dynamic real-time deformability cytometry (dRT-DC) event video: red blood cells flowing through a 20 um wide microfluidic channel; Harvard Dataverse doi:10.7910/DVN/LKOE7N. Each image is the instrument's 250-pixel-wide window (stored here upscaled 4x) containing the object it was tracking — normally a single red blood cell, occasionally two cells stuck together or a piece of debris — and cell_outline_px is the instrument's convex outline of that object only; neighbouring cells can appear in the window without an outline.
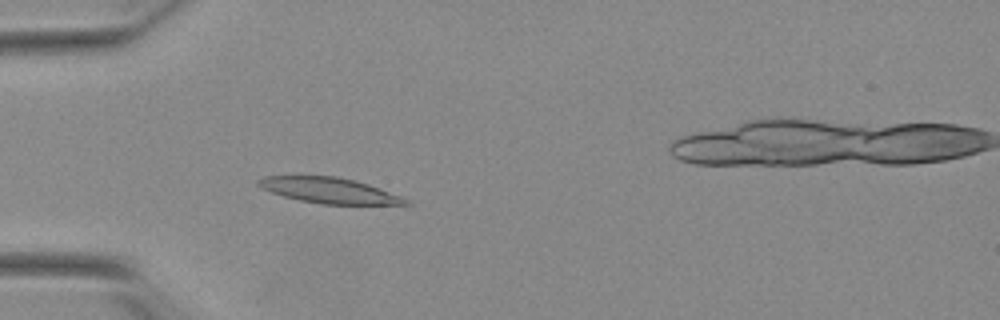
{"species": "Egyptian fruit bat (a non-hibernating species)", "species_latin": "Rousettus aegyptiacus", "temperature_condition": "warm", "stored_images_in_passage": 35, "camera_frame_rate_fps": 3000, "um_per_image_px": 0.085, "animal": {"sex": "female"}, "frame": {"image": 1, "passage_image": 5, "time_ms": 1.333, "image_size_px": [1000, 320], "cell_outline_px": [[412, 204], [320, 204], [300, 200], [284, 196], [272, 192], [256, 184], [256, 180], [264, 176], [336, 176], [368, 184], [400, 196], [408, 200]], "centroid_in_image_um": [27.95, 16.18], "position_along_channel_um": 57.0, "area_um2": 21.56}}
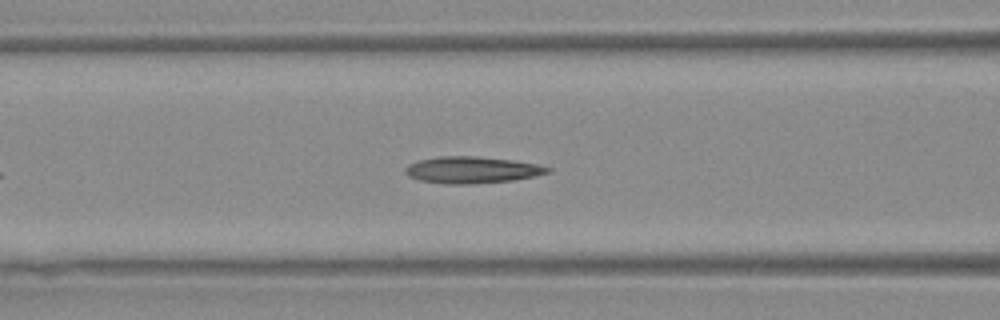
{"frame": {"image": 2, "passage_image": 11, "time_ms": 3.333, "image_size_px": [1000, 320], "cell_outline_px": [[552, 172], [536, 176], [512, 180], [472, 184], [444, 184], [420, 180], [408, 176], [404, 172], [404, 168], [408, 164], [420, 160], [440, 156], [476, 156], [512, 160], [540, 164], [552, 168]], "centroid_in_image_um": [40.14, 14.44], "position_along_channel_um": 126.5, "area_um2": 22.31}}
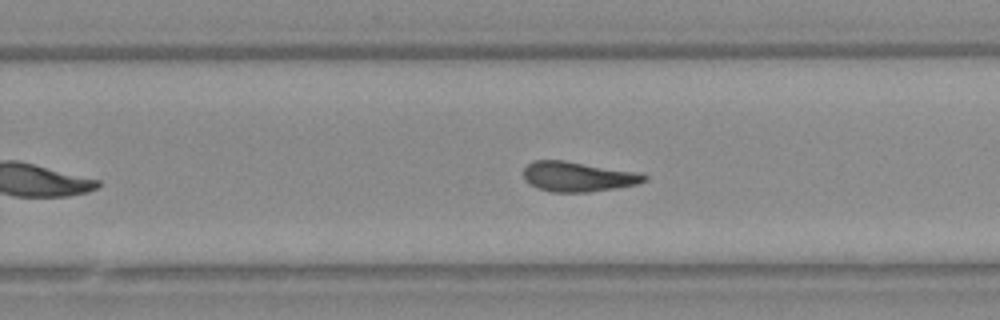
{"frame": {"image": 3, "passage_image": 23, "time_ms": 7.333, "image_size_px": [1000, 320], "cell_outline_px": [[648, 180], [636, 184], [616, 188], [588, 192], [552, 192], [536, 188], [524, 180], [524, 168], [532, 160], [564, 160], [640, 172], [648, 176]], "centroid_in_image_um": [49.13, 15.01], "position_along_channel_um": 280.7, "area_um2": 21.27}, "authors_computed_cell_mechanics": {"area_um2": 21.1548, "velocity_mm_per_s": 3.874, "shape_relaxation_time_tau1_ms": null, "shape_relaxation_time_tau2_ms": 3.6823, "deformation_change_tau1": null, "deformation_change_tau2": 0.1353}}